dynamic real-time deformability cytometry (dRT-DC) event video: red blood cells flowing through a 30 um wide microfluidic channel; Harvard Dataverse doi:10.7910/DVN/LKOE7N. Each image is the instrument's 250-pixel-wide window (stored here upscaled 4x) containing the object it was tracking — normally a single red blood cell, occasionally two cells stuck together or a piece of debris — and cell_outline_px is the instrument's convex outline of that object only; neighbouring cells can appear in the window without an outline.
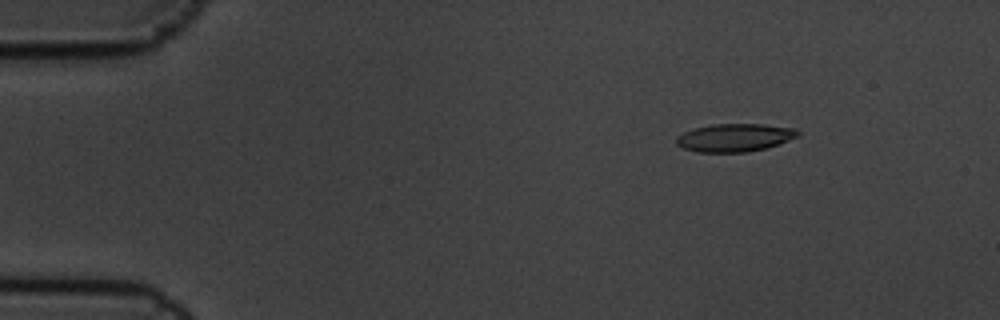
{"species": "common noctule bat (a hibernating species)", "species_latin": "Nyctalus noctula", "temperature_condition": "cold", "stored_images_in_passage": 7, "camera_frame_rate_fps": 3000, "um_per_image_px": 0.085, "animal": {"sex": "male", "body_mass_g": 19.5, "forearm_length_mm": 54.6}, "frame": {"image": 1, "passage_image": 1, "time_ms": 0.0, "image_size_px": [1000, 320], "cell_outline_px": [[800, 136], [764, 148], [748, 152], [696, 152], [684, 148], [676, 144], [676, 136], [692, 128], [712, 124], [764, 124], [796, 128], [800, 132]], "centroid_in_image_um": [62.43, 11.69], "position_along_channel_um": 22.6, "area_um2": 19.88}}
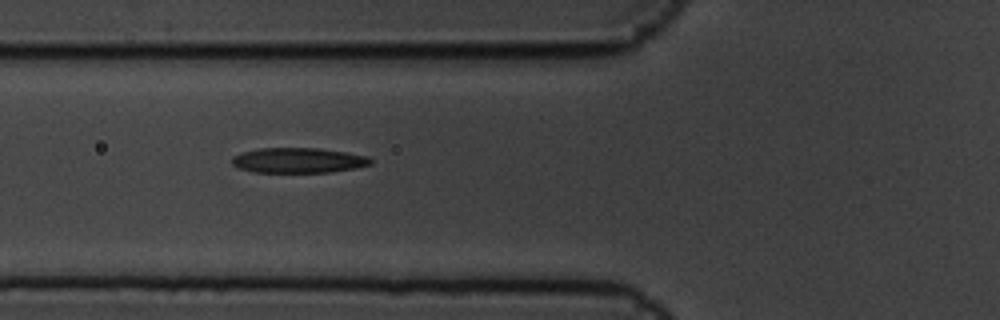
{"frame": {"image": 2, "passage_image": 5, "time_ms": 1.333, "image_size_px": [1000, 320], "cell_outline_px": [[372, 164], [356, 168], [328, 172], [256, 172], [236, 168], [232, 164], [232, 156], [240, 152], [260, 148], [320, 148], [348, 152], [368, 156], [372, 160]], "centroid_in_image_um": [25.35, 13.62], "position_along_channel_um": 100.5, "area_um2": 20.52}}
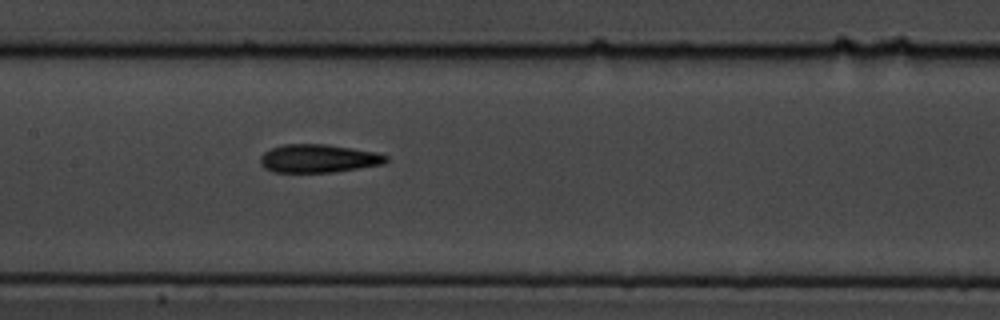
{"frame": {"image": 3, "passage_image": 7, "time_ms": 2.0, "image_size_px": [1000, 320], "cell_outline_px": [[388, 160], [384, 164], [332, 172], [272, 172], [264, 168], [260, 164], [260, 156], [264, 152], [272, 148], [284, 144], [324, 144], [352, 148], [376, 152], [388, 156]], "centroid_in_image_um": [27.05, 13.47], "position_along_channel_um": 180.4, "area_um2": 20.69}}